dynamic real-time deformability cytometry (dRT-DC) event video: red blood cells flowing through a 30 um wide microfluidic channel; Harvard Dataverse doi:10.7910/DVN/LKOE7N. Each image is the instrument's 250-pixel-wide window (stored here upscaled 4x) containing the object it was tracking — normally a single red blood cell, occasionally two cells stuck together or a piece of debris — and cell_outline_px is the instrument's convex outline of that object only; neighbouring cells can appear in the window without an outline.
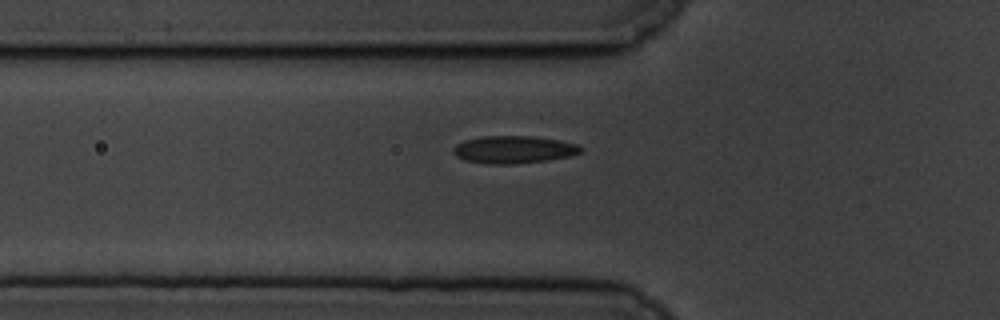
{"species": "common noctule bat (a hibernating species)", "species_latin": "Nyctalus noctula", "temperature_condition": "cold", "stored_images_in_passage": 44, "camera_frame_rate_fps": 3000, "um_per_image_px": 0.085, "animal": {"sex": "male", "body_mass_g": 19.5, "forearm_length_mm": 54.6}, "frame": {"image": 1, "passage_image": 6, "time_ms": 1.667, "image_size_px": [1000, 320], "cell_outline_px": [[584, 148], [580, 152], [568, 156], [548, 160], [512, 164], [488, 164], [464, 160], [456, 156], [452, 152], [452, 148], [456, 144], [464, 140], [480, 136], [536, 136], [560, 140], [580, 144]], "centroid_in_image_um": [43.65, 12.7], "position_along_channel_um": 82.1, "area_um2": 20.69}}
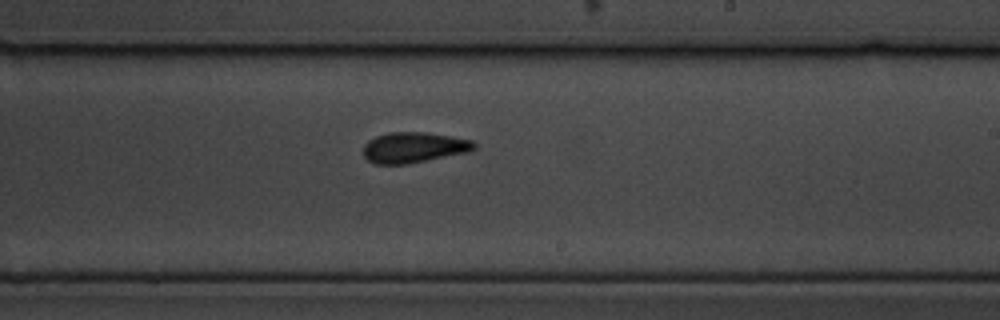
{"frame": {"image": 2, "passage_image": 21, "time_ms": 6.667, "image_size_px": [1000, 320], "cell_outline_px": [[476, 148], [468, 152], [408, 164], [376, 164], [368, 160], [364, 156], [364, 144], [368, 140], [376, 136], [388, 132], [424, 132], [472, 140], [476, 144]], "centroid_in_image_um": [35.16, 12.53], "position_along_channel_um": 253.8, "area_um2": 19.71}}
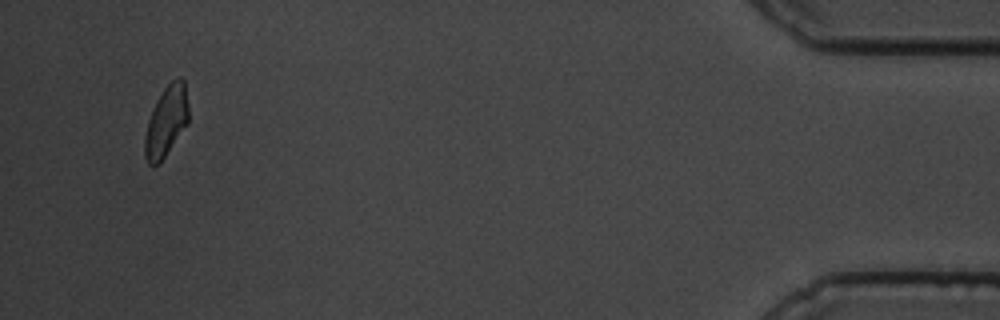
{"frame": {"image": 3, "passage_image": 42, "time_ms": 13.667, "image_size_px": [1000, 320], "cell_outline_px": [[188, 124], [164, 156], [152, 168], [148, 164], [144, 156], [144, 136], [148, 120], [156, 100], [164, 88], [176, 76], [180, 76], [184, 80], [188, 104]], "centroid_in_image_um": [14.12, 10.29], "position_along_channel_um": 421.1, "area_um2": 18.03}, "authors_computed_cell_mechanics": {"area_um2": 19.0162, "velocity_mm_per_s": 3.4331, "shape_relaxation_time_tau1_ms": 4.8242, "shape_relaxation_time_tau2_ms": 2.9127, "deformation_change_tau1": 0.098, "deformation_change_tau2": 0.0779}}